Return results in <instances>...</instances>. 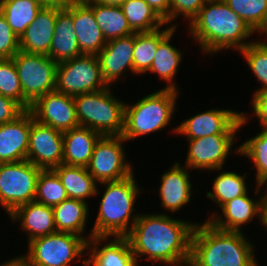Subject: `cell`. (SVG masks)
<instances>
[{
	"label": "cell",
	"mask_w": 267,
	"mask_h": 266,
	"mask_svg": "<svg viewBox=\"0 0 267 266\" xmlns=\"http://www.w3.org/2000/svg\"><path fill=\"white\" fill-rule=\"evenodd\" d=\"M187 28L190 39L207 56L234 49L239 53L254 42L249 39L254 30L223 0H207Z\"/></svg>",
	"instance_id": "cell-2"
},
{
	"label": "cell",
	"mask_w": 267,
	"mask_h": 266,
	"mask_svg": "<svg viewBox=\"0 0 267 266\" xmlns=\"http://www.w3.org/2000/svg\"><path fill=\"white\" fill-rule=\"evenodd\" d=\"M60 6H43L36 19L26 28L19 38L21 51L31 54L49 55L54 36L55 21Z\"/></svg>",
	"instance_id": "cell-21"
},
{
	"label": "cell",
	"mask_w": 267,
	"mask_h": 266,
	"mask_svg": "<svg viewBox=\"0 0 267 266\" xmlns=\"http://www.w3.org/2000/svg\"><path fill=\"white\" fill-rule=\"evenodd\" d=\"M41 170L28 160L0 164V205L7 215L34 201Z\"/></svg>",
	"instance_id": "cell-9"
},
{
	"label": "cell",
	"mask_w": 267,
	"mask_h": 266,
	"mask_svg": "<svg viewBox=\"0 0 267 266\" xmlns=\"http://www.w3.org/2000/svg\"><path fill=\"white\" fill-rule=\"evenodd\" d=\"M207 0H170V26L179 28L175 20L182 17L188 25L197 16ZM171 22H175L174 24ZM178 25V26H177Z\"/></svg>",
	"instance_id": "cell-39"
},
{
	"label": "cell",
	"mask_w": 267,
	"mask_h": 266,
	"mask_svg": "<svg viewBox=\"0 0 267 266\" xmlns=\"http://www.w3.org/2000/svg\"><path fill=\"white\" fill-rule=\"evenodd\" d=\"M178 28H174L159 44L152 61L151 67L147 74H157L162 82L166 83V86H162L166 89H174L177 91L178 86L175 83L176 74L179 72V66L182 64L183 52L180 48L173 46L171 40ZM178 71V72H177Z\"/></svg>",
	"instance_id": "cell-26"
},
{
	"label": "cell",
	"mask_w": 267,
	"mask_h": 266,
	"mask_svg": "<svg viewBox=\"0 0 267 266\" xmlns=\"http://www.w3.org/2000/svg\"><path fill=\"white\" fill-rule=\"evenodd\" d=\"M253 30L261 22L267 10V0H223Z\"/></svg>",
	"instance_id": "cell-38"
},
{
	"label": "cell",
	"mask_w": 267,
	"mask_h": 266,
	"mask_svg": "<svg viewBox=\"0 0 267 266\" xmlns=\"http://www.w3.org/2000/svg\"><path fill=\"white\" fill-rule=\"evenodd\" d=\"M133 52L134 33L107 41L97 54L103 79L112 89L123 79L126 81V73L133 74Z\"/></svg>",
	"instance_id": "cell-18"
},
{
	"label": "cell",
	"mask_w": 267,
	"mask_h": 266,
	"mask_svg": "<svg viewBox=\"0 0 267 266\" xmlns=\"http://www.w3.org/2000/svg\"><path fill=\"white\" fill-rule=\"evenodd\" d=\"M112 91L109 86L73 97L80 126L88 127L102 136H122L126 102Z\"/></svg>",
	"instance_id": "cell-6"
},
{
	"label": "cell",
	"mask_w": 267,
	"mask_h": 266,
	"mask_svg": "<svg viewBox=\"0 0 267 266\" xmlns=\"http://www.w3.org/2000/svg\"><path fill=\"white\" fill-rule=\"evenodd\" d=\"M255 246L244 231L221 230L204 220L194 226L188 265L259 266Z\"/></svg>",
	"instance_id": "cell-3"
},
{
	"label": "cell",
	"mask_w": 267,
	"mask_h": 266,
	"mask_svg": "<svg viewBox=\"0 0 267 266\" xmlns=\"http://www.w3.org/2000/svg\"><path fill=\"white\" fill-rule=\"evenodd\" d=\"M30 111L35 120L61 132L80 126L73 96L56 90L39 97Z\"/></svg>",
	"instance_id": "cell-15"
},
{
	"label": "cell",
	"mask_w": 267,
	"mask_h": 266,
	"mask_svg": "<svg viewBox=\"0 0 267 266\" xmlns=\"http://www.w3.org/2000/svg\"><path fill=\"white\" fill-rule=\"evenodd\" d=\"M93 9L96 22L106 41L135 33L129 26L121 7L102 5L93 0H85Z\"/></svg>",
	"instance_id": "cell-31"
},
{
	"label": "cell",
	"mask_w": 267,
	"mask_h": 266,
	"mask_svg": "<svg viewBox=\"0 0 267 266\" xmlns=\"http://www.w3.org/2000/svg\"><path fill=\"white\" fill-rule=\"evenodd\" d=\"M4 266H29L18 255L17 257H9L8 260H4Z\"/></svg>",
	"instance_id": "cell-47"
},
{
	"label": "cell",
	"mask_w": 267,
	"mask_h": 266,
	"mask_svg": "<svg viewBox=\"0 0 267 266\" xmlns=\"http://www.w3.org/2000/svg\"><path fill=\"white\" fill-rule=\"evenodd\" d=\"M91 205L78 199L62 201L53 207V215L57 232H68L83 237L87 242L93 236H87L89 208Z\"/></svg>",
	"instance_id": "cell-28"
},
{
	"label": "cell",
	"mask_w": 267,
	"mask_h": 266,
	"mask_svg": "<svg viewBox=\"0 0 267 266\" xmlns=\"http://www.w3.org/2000/svg\"><path fill=\"white\" fill-rule=\"evenodd\" d=\"M23 92V108L56 88L57 66L47 55L31 54L21 50L12 57Z\"/></svg>",
	"instance_id": "cell-8"
},
{
	"label": "cell",
	"mask_w": 267,
	"mask_h": 266,
	"mask_svg": "<svg viewBox=\"0 0 267 266\" xmlns=\"http://www.w3.org/2000/svg\"><path fill=\"white\" fill-rule=\"evenodd\" d=\"M135 172L118 181L99 183L103 186L99 211L88 236L126 237L139 217L135 204L142 189L136 181ZM134 213V214H133Z\"/></svg>",
	"instance_id": "cell-4"
},
{
	"label": "cell",
	"mask_w": 267,
	"mask_h": 266,
	"mask_svg": "<svg viewBox=\"0 0 267 266\" xmlns=\"http://www.w3.org/2000/svg\"><path fill=\"white\" fill-rule=\"evenodd\" d=\"M31 130V111L0 125V164L26 160Z\"/></svg>",
	"instance_id": "cell-20"
},
{
	"label": "cell",
	"mask_w": 267,
	"mask_h": 266,
	"mask_svg": "<svg viewBox=\"0 0 267 266\" xmlns=\"http://www.w3.org/2000/svg\"><path fill=\"white\" fill-rule=\"evenodd\" d=\"M86 256V266H138L127 237L93 236Z\"/></svg>",
	"instance_id": "cell-19"
},
{
	"label": "cell",
	"mask_w": 267,
	"mask_h": 266,
	"mask_svg": "<svg viewBox=\"0 0 267 266\" xmlns=\"http://www.w3.org/2000/svg\"><path fill=\"white\" fill-rule=\"evenodd\" d=\"M120 7L135 33L152 32L166 25L144 0H127Z\"/></svg>",
	"instance_id": "cell-33"
},
{
	"label": "cell",
	"mask_w": 267,
	"mask_h": 266,
	"mask_svg": "<svg viewBox=\"0 0 267 266\" xmlns=\"http://www.w3.org/2000/svg\"><path fill=\"white\" fill-rule=\"evenodd\" d=\"M24 111L18 102L0 94V125L15 120Z\"/></svg>",
	"instance_id": "cell-42"
},
{
	"label": "cell",
	"mask_w": 267,
	"mask_h": 266,
	"mask_svg": "<svg viewBox=\"0 0 267 266\" xmlns=\"http://www.w3.org/2000/svg\"><path fill=\"white\" fill-rule=\"evenodd\" d=\"M101 137V134L85 126L63 132V164L87 167L95 144Z\"/></svg>",
	"instance_id": "cell-25"
},
{
	"label": "cell",
	"mask_w": 267,
	"mask_h": 266,
	"mask_svg": "<svg viewBox=\"0 0 267 266\" xmlns=\"http://www.w3.org/2000/svg\"><path fill=\"white\" fill-rule=\"evenodd\" d=\"M168 170L161 175L160 186L158 187V196H160V207L162 213L167 214L180 212L183 207L185 208L188 203L193 199V184L191 179V170L181 163V160L175 161L171 164Z\"/></svg>",
	"instance_id": "cell-17"
},
{
	"label": "cell",
	"mask_w": 267,
	"mask_h": 266,
	"mask_svg": "<svg viewBox=\"0 0 267 266\" xmlns=\"http://www.w3.org/2000/svg\"><path fill=\"white\" fill-rule=\"evenodd\" d=\"M72 19L80 52L97 55L107 41L96 22L93 9L85 1L72 3Z\"/></svg>",
	"instance_id": "cell-23"
},
{
	"label": "cell",
	"mask_w": 267,
	"mask_h": 266,
	"mask_svg": "<svg viewBox=\"0 0 267 266\" xmlns=\"http://www.w3.org/2000/svg\"><path fill=\"white\" fill-rule=\"evenodd\" d=\"M94 2H97L102 5L107 6H121L125 1L127 0H93Z\"/></svg>",
	"instance_id": "cell-48"
},
{
	"label": "cell",
	"mask_w": 267,
	"mask_h": 266,
	"mask_svg": "<svg viewBox=\"0 0 267 266\" xmlns=\"http://www.w3.org/2000/svg\"><path fill=\"white\" fill-rule=\"evenodd\" d=\"M44 6H60L65 7L72 3H76L77 0H39Z\"/></svg>",
	"instance_id": "cell-46"
},
{
	"label": "cell",
	"mask_w": 267,
	"mask_h": 266,
	"mask_svg": "<svg viewBox=\"0 0 267 266\" xmlns=\"http://www.w3.org/2000/svg\"><path fill=\"white\" fill-rule=\"evenodd\" d=\"M258 32V35L259 36H261L262 38H263V36H265L264 38H265V40L266 41H264L263 39H262V41H261V39H254V38H252V40L254 41V42H256V43H258V44H261V45H264V46H267V10H266V12L264 13V16H263V18H262V20H261V22L258 24V26L254 29V33L256 34Z\"/></svg>",
	"instance_id": "cell-45"
},
{
	"label": "cell",
	"mask_w": 267,
	"mask_h": 266,
	"mask_svg": "<svg viewBox=\"0 0 267 266\" xmlns=\"http://www.w3.org/2000/svg\"><path fill=\"white\" fill-rule=\"evenodd\" d=\"M125 143L122 136H102L95 144L86 168L98 184L122 180L134 173L133 164L126 160Z\"/></svg>",
	"instance_id": "cell-11"
},
{
	"label": "cell",
	"mask_w": 267,
	"mask_h": 266,
	"mask_svg": "<svg viewBox=\"0 0 267 266\" xmlns=\"http://www.w3.org/2000/svg\"><path fill=\"white\" fill-rule=\"evenodd\" d=\"M170 26V0H144Z\"/></svg>",
	"instance_id": "cell-43"
},
{
	"label": "cell",
	"mask_w": 267,
	"mask_h": 266,
	"mask_svg": "<svg viewBox=\"0 0 267 266\" xmlns=\"http://www.w3.org/2000/svg\"><path fill=\"white\" fill-rule=\"evenodd\" d=\"M0 266H4V261L3 262L1 261Z\"/></svg>",
	"instance_id": "cell-49"
},
{
	"label": "cell",
	"mask_w": 267,
	"mask_h": 266,
	"mask_svg": "<svg viewBox=\"0 0 267 266\" xmlns=\"http://www.w3.org/2000/svg\"><path fill=\"white\" fill-rule=\"evenodd\" d=\"M53 170L59 176L70 199H78L90 204L88 199L90 200L91 197L96 198L102 193V189H99L98 183L86 167L71 166L62 163Z\"/></svg>",
	"instance_id": "cell-27"
},
{
	"label": "cell",
	"mask_w": 267,
	"mask_h": 266,
	"mask_svg": "<svg viewBox=\"0 0 267 266\" xmlns=\"http://www.w3.org/2000/svg\"><path fill=\"white\" fill-rule=\"evenodd\" d=\"M247 125L242 121L241 111L216 108L197 113L173 127L174 135L184 136L186 139L203 138L214 134H240V130Z\"/></svg>",
	"instance_id": "cell-13"
},
{
	"label": "cell",
	"mask_w": 267,
	"mask_h": 266,
	"mask_svg": "<svg viewBox=\"0 0 267 266\" xmlns=\"http://www.w3.org/2000/svg\"><path fill=\"white\" fill-rule=\"evenodd\" d=\"M44 5L39 0H0V11L18 38Z\"/></svg>",
	"instance_id": "cell-32"
},
{
	"label": "cell",
	"mask_w": 267,
	"mask_h": 266,
	"mask_svg": "<svg viewBox=\"0 0 267 266\" xmlns=\"http://www.w3.org/2000/svg\"><path fill=\"white\" fill-rule=\"evenodd\" d=\"M83 55L75 34L72 19V4L57 12L54 36L50 45L49 57L56 63L71 60Z\"/></svg>",
	"instance_id": "cell-24"
},
{
	"label": "cell",
	"mask_w": 267,
	"mask_h": 266,
	"mask_svg": "<svg viewBox=\"0 0 267 266\" xmlns=\"http://www.w3.org/2000/svg\"><path fill=\"white\" fill-rule=\"evenodd\" d=\"M26 252L19 257L29 266H70L80 261L86 266L87 241L73 233L56 232L28 242Z\"/></svg>",
	"instance_id": "cell-7"
},
{
	"label": "cell",
	"mask_w": 267,
	"mask_h": 266,
	"mask_svg": "<svg viewBox=\"0 0 267 266\" xmlns=\"http://www.w3.org/2000/svg\"><path fill=\"white\" fill-rule=\"evenodd\" d=\"M254 191V195L257 196L253 199L249 196L250 191L246 194L236 197L235 199L227 201L223 204L219 210L211 213V216L206 218V220L211 223L215 228L225 230V231H240L243 232L242 226H247L257 218L261 223V195L258 184ZM245 224V225H244Z\"/></svg>",
	"instance_id": "cell-16"
},
{
	"label": "cell",
	"mask_w": 267,
	"mask_h": 266,
	"mask_svg": "<svg viewBox=\"0 0 267 266\" xmlns=\"http://www.w3.org/2000/svg\"><path fill=\"white\" fill-rule=\"evenodd\" d=\"M68 196L66 190L53 169L41 170L37 179L34 200L49 207H54Z\"/></svg>",
	"instance_id": "cell-35"
},
{
	"label": "cell",
	"mask_w": 267,
	"mask_h": 266,
	"mask_svg": "<svg viewBox=\"0 0 267 266\" xmlns=\"http://www.w3.org/2000/svg\"><path fill=\"white\" fill-rule=\"evenodd\" d=\"M164 28V29H163ZM173 26L162 27L152 32L134 33L133 74H146L154 59L158 44L174 29Z\"/></svg>",
	"instance_id": "cell-30"
},
{
	"label": "cell",
	"mask_w": 267,
	"mask_h": 266,
	"mask_svg": "<svg viewBox=\"0 0 267 266\" xmlns=\"http://www.w3.org/2000/svg\"><path fill=\"white\" fill-rule=\"evenodd\" d=\"M219 174L215 176L212 182L211 191H206V196L211 199L212 203H215L217 207H221L227 201L235 199L248 192V182L246 178L248 174L245 172L240 174L236 171H225V168L216 169Z\"/></svg>",
	"instance_id": "cell-29"
},
{
	"label": "cell",
	"mask_w": 267,
	"mask_h": 266,
	"mask_svg": "<svg viewBox=\"0 0 267 266\" xmlns=\"http://www.w3.org/2000/svg\"><path fill=\"white\" fill-rule=\"evenodd\" d=\"M239 52L261 86L252 93L267 91V46L253 42Z\"/></svg>",
	"instance_id": "cell-36"
},
{
	"label": "cell",
	"mask_w": 267,
	"mask_h": 266,
	"mask_svg": "<svg viewBox=\"0 0 267 266\" xmlns=\"http://www.w3.org/2000/svg\"><path fill=\"white\" fill-rule=\"evenodd\" d=\"M0 94L23 107L22 87L12 58L0 59Z\"/></svg>",
	"instance_id": "cell-37"
},
{
	"label": "cell",
	"mask_w": 267,
	"mask_h": 266,
	"mask_svg": "<svg viewBox=\"0 0 267 266\" xmlns=\"http://www.w3.org/2000/svg\"><path fill=\"white\" fill-rule=\"evenodd\" d=\"M179 92L174 89L159 88L145 94L146 96L133 104L126 103L122 137L127 142H134L141 136L167 129L172 118L174 119Z\"/></svg>",
	"instance_id": "cell-5"
},
{
	"label": "cell",
	"mask_w": 267,
	"mask_h": 266,
	"mask_svg": "<svg viewBox=\"0 0 267 266\" xmlns=\"http://www.w3.org/2000/svg\"><path fill=\"white\" fill-rule=\"evenodd\" d=\"M261 129L239 145V156L248 158L254 165L255 184L267 181V128Z\"/></svg>",
	"instance_id": "cell-34"
},
{
	"label": "cell",
	"mask_w": 267,
	"mask_h": 266,
	"mask_svg": "<svg viewBox=\"0 0 267 266\" xmlns=\"http://www.w3.org/2000/svg\"><path fill=\"white\" fill-rule=\"evenodd\" d=\"M236 138L238 139V134H214L203 138L186 139L188 151L184 165L191 171L199 170V173L207 170L208 174L216 169L225 168L229 154L239 155L238 144L237 148L232 150Z\"/></svg>",
	"instance_id": "cell-12"
},
{
	"label": "cell",
	"mask_w": 267,
	"mask_h": 266,
	"mask_svg": "<svg viewBox=\"0 0 267 266\" xmlns=\"http://www.w3.org/2000/svg\"><path fill=\"white\" fill-rule=\"evenodd\" d=\"M166 213H141L126 236L136 258L164 266H185L190 260L195 224ZM144 257V258H143Z\"/></svg>",
	"instance_id": "cell-1"
},
{
	"label": "cell",
	"mask_w": 267,
	"mask_h": 266,
	"mask_svg": "<svg viewBox=\"0 0 267 266\" xmlns=\"http://www.w3.org/2000/svg\"><path fill=\"white\" fill-rule=\"evenodd\" d=\"M26 160L42 170L63 163V132L38 122L32 113Z\"/></svg>",
	"instance_id": "cell-14"
},
{
	"label": "cell",
	"mask_w": 267,
	"mask_h": 266,
	"mask_svg": "<svg viewBox=\"0 0 267 266\" xmlns=\"http://www.w3.org/2000/svg\"><path fill=\"white\" fill-rule=\"evenodd\" d=\"M265 189H262L264 188ZM258 188H259V191L261 194V215H262V218H261V226L263 225V229L267 231V181L266 182H263V183H260L258 184ZM264 191L261 192V191Z\"/></svg>",
	"instance_id": "cell-44"
},
{
	"label": "cell",
	"mask_w": 267,
	"mask_h": 266,
	"mask_svg": "<svg viewBox=\"0 0 267 266\" xmlns=\"http://www.w3.org/2000/svg\"><path fill=\"white\" fill-rule=\"evenodd\" d=\"M19 50V38L0 11V59L12 58Z\"/></svg>",
	"instance_id": "cell-40"
},
{
	"label": "cell",
	"mask_w": 267,
	"mask_h": 266,
	"mask_svg": "<svg viewBox=\"0 0 267 266\" xmlns=\"http://www.w3.org/2000/svg\"><path fill=\"white\" fill-rule=\"evenodd\" d=\"M109 87L102 76L97 55H80L58 63L55 90L69 96Z\"/></svg>",
	"instance_id": "cell-10"
},
{
	"label": "cell",
	"mask_w": 267,
	"mask_h": 266,
	"mask_svg": "<svg viewBox=\"0 0 267 266\" xmlns=\"http://www.w3.org/2000/svg\"><path fill=\"white\" fill-rule=\"evenodd\" d=\"M250 107L252 109L251 113L248 112H241L242 121L244 123L250 122L251 116L258 119L259 125L261 128H267V91L264 92H256L252 94V98H250ZM248 113V115H247Z\"/></svg>",
	"instance_id": "cell-41"
},
{
	"label": "cell",
	"mask_w": 267,
	"mask_h": 266,
	"mask_svg": "<svg viewBox=\"0 0 267 266\" xmlns=\"http://www.w3.org/2000/svg\"><path fill=\"white\" fill-rule=\"evenodd\" d=\"M11 222H19V229L27 234V243L33 239L56 233L53 207L37 201L17 207L10 215Z\"/></svg>",
	"instance_id": "cell-22"
}]
</instances>
